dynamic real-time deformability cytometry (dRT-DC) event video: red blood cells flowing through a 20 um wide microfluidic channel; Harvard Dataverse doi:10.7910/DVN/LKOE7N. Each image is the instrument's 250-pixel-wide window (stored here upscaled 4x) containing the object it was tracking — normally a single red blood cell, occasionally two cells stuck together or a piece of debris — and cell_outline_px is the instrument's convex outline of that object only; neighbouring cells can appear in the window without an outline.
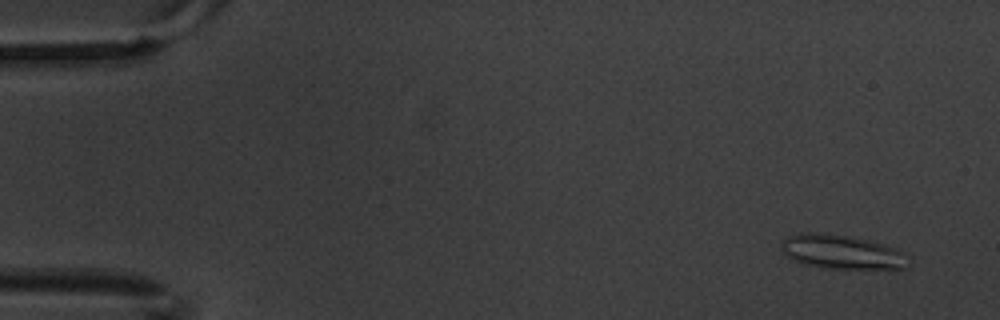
{"species": "common noctule bat (a hibernating species)", "species_latin": "Nyctalus noctula", "temperature_condition": "warm", "stored_images_in_passage": 11, "camera_frame_rate_fps": 3000, "um_per_image_px": 0.085, "animal": {"sex": "male", "body_mass_g": 20.1, "forearm_length_mm": 53.5}, "frame": {"image": 1, "passage_image": 1, "time_ms": 0.0, "image_size_px": [1000, 320], "cell_outline_px": [[912, 256], [908, 268], [820, 268], [804, 264], [780, 252], [780, 240], [788, 236], [804, 232], [808, 232], [844, 236], [868, 240], [884, 244], [896, 248]], "centroid_in_image_um": [71.58, 21.42], "position_along_channel_um": 13.4, "area_um2": 25.37}}
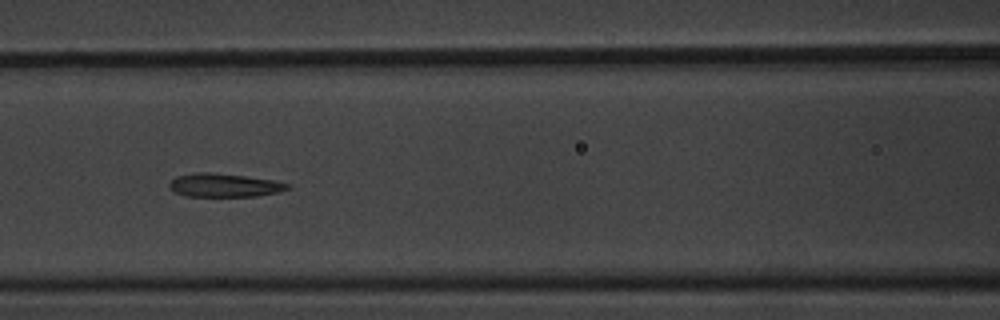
{"frame": {"image": 2, "passage_image": 7, "time_ms": 2.0, "image_size_px": [1000, 320], "cell_outline_px": [[292, 188], [280, 192], [256, 196], [184, 196], [176, 192], [168, 184], [176, 176], [196, 172], [208, 172], [244, 176], [272, 180], [288, 184]], "centroid_in_image_um": [19.07, 15.75], "position_along_channel_um": 147.5, "area_um2": 16.01}}
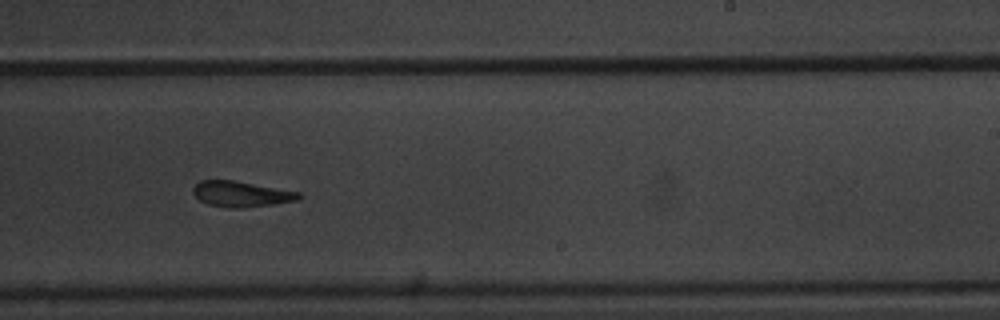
{"frame": {"image": 3, "passage_image": 10, "time_ms": 3.0, "image_size_px": [1000, 320], "cell_outline_px": [[300, 196], [296, 200], [272, 204], [240, 208], [228, 208], [208, 204], [200, 200], [192, 192], [192, 188], [200, 180], [232, 180], [300, 192]], "centroid_in_image_um": [20.45, 16.49], "position_along_channel_um": 268.6, "area_um2": 15.55}}